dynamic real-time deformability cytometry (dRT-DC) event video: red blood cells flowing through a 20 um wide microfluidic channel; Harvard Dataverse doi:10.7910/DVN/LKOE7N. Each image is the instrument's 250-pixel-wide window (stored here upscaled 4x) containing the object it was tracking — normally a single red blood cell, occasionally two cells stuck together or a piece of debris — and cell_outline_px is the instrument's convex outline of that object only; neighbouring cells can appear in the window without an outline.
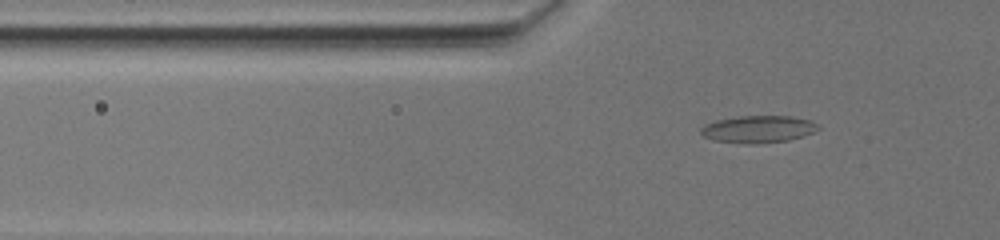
{"species": "common noctule bat (a hibernating species)", "species_latin": "Nyctalus noctula", "temperature_condition": "warm", "stored_images_in_passage": 12, "camera_frame_rate_fps": 3000, "um_per_image_px": 0.085, "animal": {"sex": "female", "body_mass_g": 19.5, "forearm_length_mm": 54.1}, "frame": {"image": 1, "passage_image": 2, "time_ms": 0.333, "image_size_px": [1000, 240], "cell_outline_px": [[820, 128], [812, 132], [788, 140], [756, 144], [748, 144], [712, 140], [704, 136], [700, 132], [700, 128], [704, 124], [716, 120], [736, 116], [792, 116], [812, 120]], "centroid_in_image_um": [64.4, 10.97], "position_along_channel_um": 61.4, "area_um2": 18.61}}
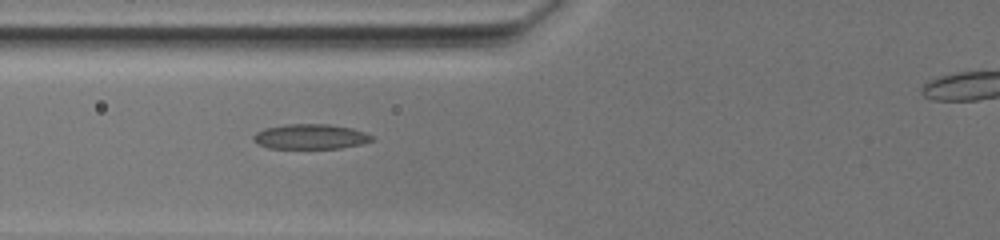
{"frame": {"image": 2, "passage_image": 11, "time_ms": 2.0, "image_size_px": [1000, 240], "cell_outline_px": [[376, 140], [360, 144], [340, 148], [268, 148], [252, 140], [252, 136], [256, 132], [264, 128], [284, 124], [328, 124], [352, 128], [364, 132], [372, 136]], "centroid_in_image_um": [26.38, 11.6], "position_along_channel_um": 99.4, "area_um2": 17.28}}